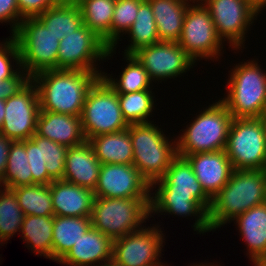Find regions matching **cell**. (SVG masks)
<instances>
[{"instance_id":"36","label":"cell","mask_w":266,"mask_h":266,"mask_svg":"<svg viewBox=\"0 0 266 266\" xmlns=\"http://www.w3.org/2000/svg\"><path fill=\"white\" fill-rule=\"evenodd\" d=\"M143 0H116L113 18L111 22V48L116 49V45L123 34L126 35L131 25L136 20L139 11V4ZM122 35V36H121Z\"/></svg>"},{"instance_id":"21","label":"cell","mask_w":266,"mask_h":266,"mask_svg":"<svg viewBox=\"0 0 266 266\" xmlns=\"http://www.w3.org/2000/svg\"><path fill=\"white\" fill-rule=\"evenodd\" d=\"M112 250L113 240L91 227L59 263L67 266H98L112 259Z\"/></svg>"},{"instance_id":"9","label":"cell","mask_w":266,"mask_h":266,"mask_svg":"<svg viewBox=\"0 0 266 266\" xmlns=\"http://www.w3.org/2000/svg\"><path fill=\"white\" fill-rule=\"evenodd\" d=\"M224 151L234 170H266V135L260 118H233Z\"/></svg>"},{"instance_id":"29","label":"cell","mask_w":266,"mask_h":266,"mask_svg":"<svg viewBox=\"0 0 266 266\" xmlns=\"http://www.w3.org/2000/svg\"><path fill=\"white\" fill-rule=\"evenodd\" d=\"M83 23L111 48V22L116 0H75Z\"/></svg>"},{"instance_id":"1","label":"cell","mask_w":266,"mask_h":266,"mask_svg":"<svg viewBox=\"0 0 266 266\" xmlns=\"http://www.w3.org/2000/svg\"><path fill=\"white\" fill-rule=\"evenodd\" d=\"M154 187L157 188L155 192ZM151 192L150 218L155 213L195 216L194 231L200 235L211 232L208 210L212 199L204 192L185 157L176 155L173 158L165 175L151 185Z\"/></svg>"},{"instance_id":"26","label":"cell","mask_w":266,"mask_h":266,"mask_svg":"<svg viewBox=\"0 0 266 266\" xmlns=\"http://www.w3.org/2000/svg\"><path fill=\"white\" fill-rule=\"evenodd\" d=\"M36 17L59 40L84 25L82 12L75 0H59L54 6Z\"/></svg>"},{"instance_id":"43","label":"cell","mask_w":266,"mask_h":266,"mask_svg":"<svg viewBox=\"0 0 266 266\" xmlns=\"http://www.w3.org/2000/svg\"><path fill=\"white\" fill-rule=\"evenodd\" d=\"M13 140L0 133V186L3 187V178L7 166L9 149Z\"/></svg>"},{"instance_id":"19","label":"cell","mask_w":266,"mask_h":266,"mask_svg":"<svg viewBox=\"0 0 266 266\" xmlns=\"http://www.w3.org/2000/svg\"><path fill=\"white\" fill-rule=\"evenodd\" d=\"M54 216L91 217L94 191L65 180L49 184Z\"/></svg>"},{"instance_id":"17","label":"cell","mask_w":266,"mask_h":266,"mask_svg":"<svg viewBox=\"0 0 266 266\" xmlns=\"http://www.w3.org/2000/svg\"><path fill=\"white\" fill-rule=\"evenodd\" d=\"M151 186L133 164H101L94 197L150 198Z\"/></svg>"},{"instance_id":"14","label":"cell","mask_w":266,"mask_h":266,"mask_svg":"<svg viewBox=\"0 0 266 266\" xmlns=\"http://www.w3.org/2000/svg\"><path fill=\"white\" fill-rule=\"evenodd\" d=\"M130 232L113 240L112 259L121 266H167L161 256L165 235L157 225Z\"/></svg>"},{"instance_id":"30","label":"cell","mask_w":266,"mask_h":266,"mask_svg":"<svg viewBox=\"0 0 266 266\" xmlns=\"http://www.w3.org/2000/svg\"><path fill=\"white\" fill-rule=\"evenodd\" d=\"M130 38L129 45L124 50L125 55H132L138 49L158 43V30L155 18L148 0L139 4V11L136 20L127 31Z\"/></svg>"},{"instance_id":"42","label":"cell","mask_w":266,"mask_h":266,"mask_svg":"<svg viewBox=\"0 0 266 266\" xmlns=\"http://www.w3.org/2000/svg\"><path fill=\"white\" fill-rule=\"evenodd\" d=\"M59 0H17L20 15L23 18L37 15L54 6Z\"/></svg>"},{"instance_id":"27","label":"cell","mask_w":266,"mask_h":266,"mask_svg":"<svg viewBox=\"0 0 266 266\" xmlns=\"http://www.w3.org/2000/svg\"><path fill=\"white\" fill-rule=\"evenodd\" d=\"M91 227V217L54 216L52 238L54 262L58 263Z\"/></svg>"},{"instance_id":"48","label":"cell","mask_w":266,"mask_h":266,"mask_svg":"<svg viewBox=\"0 0 266 266\" xmlns=\"http://www.w3.org/2000/svg\"><path fill=\"white\" fill-rule=\"evenodd\" d=\"M254 266H266V256L262 257L260 260H258Z\"/></svg>"},{"instance_id":"10","label":"cell","mask_w":266,"mask_h":266,"mask_svg":"<svg viewBox=\"0 0 266 266\" xmlns=\"http://www.w3.org/2000/svg\"><path fill=\"white\" fill-rule=\"evenodd\" d=\"M85 140L129 127L122 115L118 93L100 77L89 89L81 113Z\"/></svg>"},{"instance_id":"47","label":"cell","mask_w":266,"mask_h":266,"mask_svg":"<svg viewBox=\"0 0 266 266\" xmlns=\"http://www.w3.org/2000/svg\"><path fill=\"white\" fill-rule=\"evenodd\" d=\"M98 266H121L120 264L116 263L113 259L106 261Z\"/></svg>"},{"instance_id":"22","label":"cell","mask_w":266,"mask_h":266,"mask_svg":"<svg viewBox=\"0 0 266 266\" xmlns=\"http://www.w3.org/2000/svg\"><path fill=\"white\" fill-rule=\"evenodd\" d=\"M100 168L101 163L95 156L92 146L85 141L79 146L67 148L62 180L94 191Z\"/></svg>"},{"instance_id":"23","label":"cell","mask_w":266,"mask_h":266,"mask_svg":"<svg viewBox=\"0 0 266 266\" xmlns=\"http://www.w3.org/2000/svg\"><path fill=\"white\" fill-rule=\"evenodd\" d=\"M247 246L249 260L255 264L266 256V203L238 215L234 220Z\"/></svg>"},{"instance_id":"40","label":"cell","mask_w":266,"mask_h":266,"mask_svg":"<svg viewBox=\"0 0 266 266\" xmlns=\"http://www.w3.org/2000/svg\"><path fill=\"white\" fill-rule=\"evenodd\" d=\"M32 77L21 68L13 77L0 81V99L5 100L23 89Z\"/></svg>"},{"instance_id":"31","label":"cell","mask_w":266,"mask_h":266,"mask_svg":"<svg viewBox=\"0 0 266 266\" xmlns=\"http://www.w3.org/2000/svg\"><path fill=\"white\" fill-rule=\"evenodd\" d=\"M126 59L127 66L119 75L118 78H112L110 74L107 75L104 71L101 77L107 82V84L116 93H132L142 90H153V82L151 81L148 72L144 69V66L133 56L123 55ZM110 76V77H109ZM152 85V86H151Z\"/></svg>"},{"instance_id":"46","label":"cell","mask_w":266,"mask_h":266,"mask_svg":"<svg viewBox=\"0 0 266 266\" xmlns=\"http://www.w3.org/2000/svg\"><path fill=\"white\" fill-rule=\"evenodd\" d=\"M4 117H5V100L0 99V131L3 127Z\"/></svg>"},{"instance_id":"16","label":"cell","mask_w":266,"mask_h":266,"mask_svg":"<svg viewBox=\"0 0 266 266\" xmlns=\"http://www.w3.org/2000/svg\"><path fill=\"white\" fill-rule=\"evenodd\" d=\"M39 112L38 90L31 80L14 96L5 99V117L0 133L13 141L30 139L36 133Z\"/></svg>"},{"instance_id":"5","label":"cell","mask_w":266,"mask_h":266,"mask_svg":"<svg viewBox=\"0 0 266 266\" xmlns=\"http://www.w3.org/2000/svg\"><path fill=\"white\" fill-rule=\"evenodd\" d=\"M229 72L227 95L221 101L233 118H260L266 109V71L252 59Z\"/></svg>"},{"instance_id":"7","label":"cell","mask_w":266,"mask_h":266,"mask_svg":"<svg viewBox=\"0 0 266 266\" xmlns=\"http://www.w3.org/2000/svg\"><path fill=\"white\" fill-rule=\"evenodd\" d=\"M150 217V198L94 197L91 223L112 240L142 228Z\"/></svg>"},{"instance_id":"50","label":"cell","mask_w":266,"mask_h":266,"mask_svg":"<svg viewBox=\"0 0 266 266\" xmlns=\"http://www.w3.org/2000/svg\"><path fill=\"white\" fill-rule=\"evenodd\" d=\"M191 266H192V264H191ZM193 266H218V264H217V265L214 264V263H210V264H209V263H204V264H203V262H202V263L197 264V265L194 263ZM219 266H220V265H219Z\"/></svg>"},{"instance_id":"44","label":"cell","mask_w":266,"mask_h":266,"mask_svg":"<svg viewBox=\"0 0 266 266\" xmlns=\"http://www.w3.org/2000/svg\"><path fill=\"white\" fill-rule=\"evenodd\" d=\"M254 9H256L259 13L266 7V0H246Z\"/></svg>"},{"instance_id":"39","label":"cell","mask_w":266,"mask_h":266,"mask_svg":"<svg viewBox=\"0 0 266 266\" xmlns=\"http://www.w3.org/2000/svg\"><path fill=\"white\" fill-rule=\"evenodd\" d=\"M13 61L18 68L14 69ZM21 68L19 48L15 37L12 35L9 39L6 38L0 42V81L13 77Z\"/></svg>"},{"instance_id":"38","label":"cell","mask_w":266,"mask_h":266,"mask_svg":"<svg viewBox=\"0 0 266 266\" xmlns=\"http://www.w3.org/2000/svg\"><path fill=\"white\" fill-rule=\"evenodd\" d=\"M67 147L42 137V154L48 174L54 179H63Z\"/></svg>"},{"instance_id":"12","label":"cell","mask_w":266,"mask_h":266,"mask_svg":"<svg viewBox=\"0 0 266 266\" xmlns=\"http://www.w3.org/2000/svg\"><path fill=\"white\" fill-rule=\"evenodd\" d=\"M177 43L195 61L216 59L223 54V41L218 37L209 10L204 6H189L182 33ZM201 58V59H200Z\"/></svg>"},{"instance_id":"20","label":"cell","mask_w":266,"mask_h":266,"mask_svg":"<svg viewBox=\"0 0 266 266\" xmlns=\"http://www.w3.org/2000/svg\"><path fill=\"white\" fill-rule=\"evenodd\" d=\"M35 134L67 148L79 146L86 141L80 116L45 110L39 112Z\"/></svg>"},{"instance_id":"33","label":"cell","mask_w":266,"mask_h":266,"mask_svg":"<svg viewBox=\"0 0 266 266\" xmlns=\"http://www.w3.org/2000/svg\"><path fill=\"white\" fill-rule=\"evenodd\" d=\"M33 184L25 140L13 141L9 149L3 187L12 189Z\"/></svg>"},{"instance_id":"3","label":"cell","mask_w":266,"mask_h":266,"mask_svg":"<svg viewBox=\"0 0 266 266\" xmlns=\"http://www.w3.org/2000/svg\"><path fill=\"white\" fill-rule=\"evenodd\" d=\"M263 203H266V170H234L228 183L212 198L208 210L211 231Z\"/></svg>"},{"instance_id":"49","label":"cell","mask_w":266,"mask_h":266,"mask_svg":"<svg viewBox=\"0 0 266 266\" xmlns=\"http://www.w3.org/2000/svg\"><path fill=\"white\" fill-rule=\"evenodd\" d=\"M260 119L263 122L264 129H265V135H266V109L263 111L262 115L260 116Z\"/></svg>"},{"instance_id":"24","label":"cell","mask_w":266,"mask_h":266,"mask_svg":"<svg viewBox=\"0 0 266 266\" xmlns=\"http://www.w3.org/2000/svg\"><path fill=\"white\" fill-rule=\"evenodd\" d=\"M101 164H132L133 147L128 128L87 140Z\"/></svg>"},{"instance_id":"18","label":"cell","mask_w":266,"mask_h":266,"mask_svg":"<svg viewBox=\"0 0 266 266\" xmlns=\"http://www.w3.org/2000/svg\"><path fill=\"white\" fill-rule=\"evenodd\" d=\"M201 183L204 192L212 199L229 181L234 169L224 150L184 156Z\"/></svg>"},{"instance_id":"2","label":"cell","mask_w":266,"mask_h":266,"mask_svg":"<svg viewBox=\"0 0 266 266\" xmlns=\"http://www.w3.org/2000/svg\"><path fill=\"white\" fill-rule=\"evenodd\" d=\"M102 70L53 69L32 77L36 84L40 110L81 116L89 89L101 77Z\"/></svg>"},{"instance_id":"32","label":"cell","mask_w":266,"mask_h":266,"mask_svg":"<svg viewBox=\"0 0 266 266\" xmlns=\"http://www.w3.org/2000/svg\"><path fill=\"white\" fill-rule=\"evenodd\" d=\"M24 215L54 216L49 185H27L12 188Z\"/></svg>"},{"instance_id":"25","label":"cell","mask_w":266,"mask_h":266,"mask_svg":"<svg viewBox=\"0 0 266 266\" xmlns=\"http://www.w3.org/2000/svg\"><path fill=\"white\" fill-rule=\"evenodd\" d=\"M158 30L159 41L177 42L182 33L188 5L177 0H148Z\"/></svg>"},{"instance_id":"34","label":"cell","mask_w":266,"mask_h":266,"mask_svg":"<svg viewBox=\"0 0 266 266\" xmlns=\"http://www.w3.org/2000/svg\"><path fill=\"white\" fill-rule=\"evenodd\" d=\"M152 90H142L132 93H118V100L122 115L126 122L130 124L151 122L148 120L152 117L155 109L156 100ZM151 115V116H150ZM149 117V118H148Z\"/></svg>"},{"instance_id":"4","label":"cell","mask_w":266,"mask_h":266,"mask_svg":"<svg viewBox=\"0 0 266 266\" xmlns=\"http://www.w3.org/2000/svg\"><path fill=\"white\" fill-rule=\"evenodd\" d=\"M154 121L128 127L133 147L132 164L151 186L160 180L177 155L176 139H169ZM171 140V141H170Z\"/></svg>"},{"instance_id":"37","label":"cell","mask_w":266,"mask_h":266,"mask_svg":"<svg viewBox=\"0 0 266 266\" xmlns=\"http://www.w3.org/2000/svg\"><path fill=\"white\" fill-rule=\"evenodd\" d=\"M25 148L33 183L38 185L52 183L54 179L48 174L46 162L43 160L42 137L34 134L30 139L25 140Z\"/></svg>"},{"instance_id":"13","label":"cell","mask_w":266,"mask_h":266,"mask_svg":"<svg viewBox=\"0 0 266 266\" xmlns=\"http://www.w3.org/2000/svg\"><path fill=\"white\" fill-rule=\"evenodd\" d=\"M218 37L232 50L244 48L246 33L260 14L246 0H206Z\"/></svg>"},{"instance_id":"41","label":"cell","mask_w":266,"mask_h":266,"mask_svg":"<svg viewBox=\"0 0 266 266\" xmlns=\"http://www.w3.org/2000/svg\"><path fill=\"white\" fill-rule=\"evenodd\" d=\"M24 18L20 15L17 0H0V22L9 23L13 35Z\"/></svg>"},{"instance_id":"28","label":"cell","mask_w":266,"mask_h":266,"mask_svg":"<svg viewBox=\"0 0 266 266\" xmlns=\"http://www.w3.org/2000/svg\"><path fill=\"white\" fill-rule=\"evenodd\" d=\"M54 216L25 215L22 220V239L37 256L53 260Z\"/></svg>"},{"instance_id":"6","label":"cell","mask_w":266,"mask_h":266,"mask_svg":"<svg viewBox=\"0 0 266 266\" xmlns=\"http://www.w3.org/2000/svg\"><path fill=\"white\" fill-rule=\"evenodd\" d=\"M177 136L176 153L182 157L225 149L233 119L225 104L219 99L204 108Z\"/></svg>"},{"instance_id":"11","label":"cell","mask_w":266,"mask_h":266,"mask_svg":"<svg viewBox=\"0 0 266 266\" xmlns=\"http://www.w3.org/2000/svg\"><path fill=\"white\" fill-rule=\"evenodd\" d=\"M115 51L86 25H83L77 31L64 35L60 40L57 69L98 70V61L110 59L113 53L116 54Z\"/></svg>"},{"instance_id":"45","label":"cell","mask_w":266,"mask_h":266,"mask_svg":"<svg viewBox=\"0 0 266 266\" xmlns=\"http://www.w3.org/2000/svg\"><path fill=\"white\" fill-rule=\"evenodd\" d=\"M185 5H188V6H201V5H204L205 4V1L206 0H177ZM190 2L194 3V4H191Z\"/></svg>"},{"instance_id":"8","label":"cell","mask_w":266,"mask_h":266,"mask_svg":"<svg viewBox=\"0 0 266 266\" xmlns=\"http://www.w3.org/2000/svg\"><path fill=\"white\" fill-rule=\"evenodd\" d=\"M13 36L19 48L21 66L31 77L57 69L60 40L37 17L24 18Z\"/></svg>"},{"instance_id":"35","label":"cell","mask_w":266,"mask_h":266,"mask_svg":"<svg viewBox=\"0 0 266 266\" xmlns=\"http://www.w3.org/2000/svg\"><path fill=\"white\" fill-rule=\"evenodd\" d=\"M24 216L13 190L0 186V239L3 242L21 232Z\"/></svg>"},{"instance_id":"15","label":"cell","mask_w":266,"mask_h":266,"mask_svg":"<svg viewBox=\"0 0 266 266\" xmlns=\"http://www.w3.org/2000/svg\"><path fill=\"white\" fill-rule=\"evenodd\" d=\"M132 55L144 66L151 81L160 83L183 76L196 63L177 42L160 41Z\"/></svg>"}]
</instances>
